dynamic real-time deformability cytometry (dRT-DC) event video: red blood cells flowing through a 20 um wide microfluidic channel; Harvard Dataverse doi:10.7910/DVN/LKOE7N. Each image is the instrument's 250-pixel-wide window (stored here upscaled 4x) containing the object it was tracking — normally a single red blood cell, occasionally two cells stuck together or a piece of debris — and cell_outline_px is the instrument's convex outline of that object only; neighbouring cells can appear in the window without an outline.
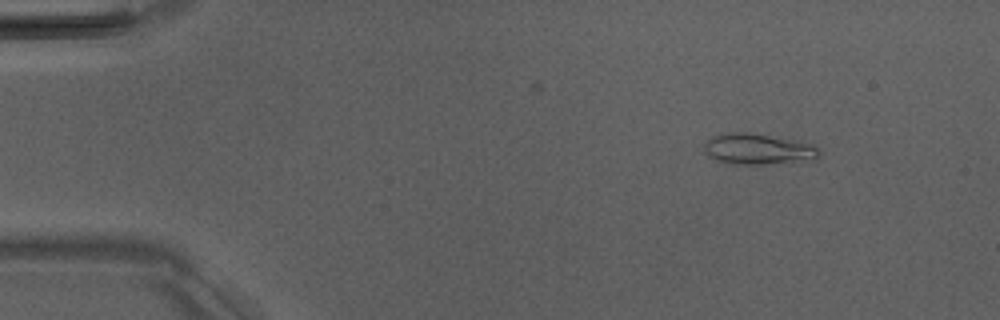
{"species": "Egyptian fruit bat (a non-hibernating species)", "species_latin": "Rousettus aegyptiacus", "temperature_condition": "room temperature", "stored_images_in_passage": 6, "camera_frame_rate_fps": 3000, "um_per_image_px": 0.085, "animal": {"sex": "male"}, "frame": {"image": 1, "passage_image": 1, "time_ms": 0.0, "image_size_px": [1000, 320], "cell_outline_px": [[820, 156], [816, 160], [756, 164], [732, 164], [716, 160], [708, 156], [704, 152], [704, 144], [712, 136], [720, 132], [744, 132], [816, 144], [820, 152]], "centroid_in_image_um": [64.42, 12.67], "position_along_channel_um": 20.6, "area_um2": 20.75}}